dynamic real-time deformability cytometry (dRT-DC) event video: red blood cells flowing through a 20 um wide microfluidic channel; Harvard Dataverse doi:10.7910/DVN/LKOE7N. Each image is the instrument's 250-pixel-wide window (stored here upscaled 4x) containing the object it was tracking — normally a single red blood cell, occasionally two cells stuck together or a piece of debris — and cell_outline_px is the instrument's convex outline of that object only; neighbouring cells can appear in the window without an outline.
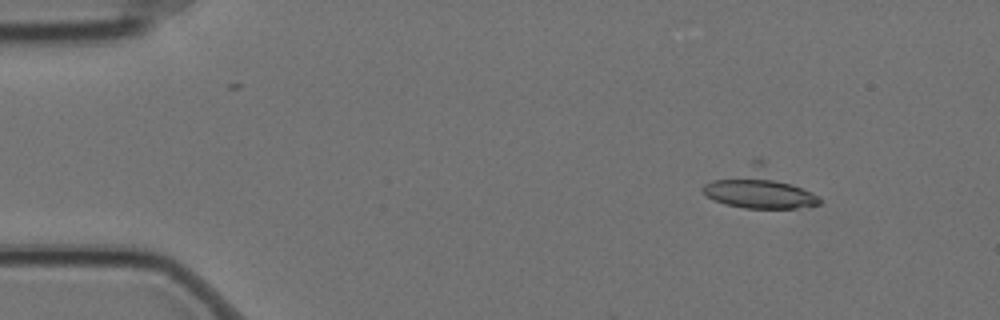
{"species": "Egyptian fruit bat (a non-hibernating species)", "species_latin": "Rousettus aegyptiacus", "temperature_condition": "cold", "stored_images_in_passage": 7, "camera_frame_rate_fps": 3000, "um_per_image_px": 0.085, "animal": {"sex": "female"}, "frame": {"image": 1, "passage_image": 3, "time_ms": 0.667, "image_size_px": [1000, 320], "cell_outline_px": [[820, 204], [796, 208], [744, 208], [724, 204], [708, 196], [700, 188], [704, 184], [760, 156], [820, 196]], "centroid_in_image_um": [64.6, 15.97], "position_along_channel_um": 20.4, "area_um2": 27.4}}
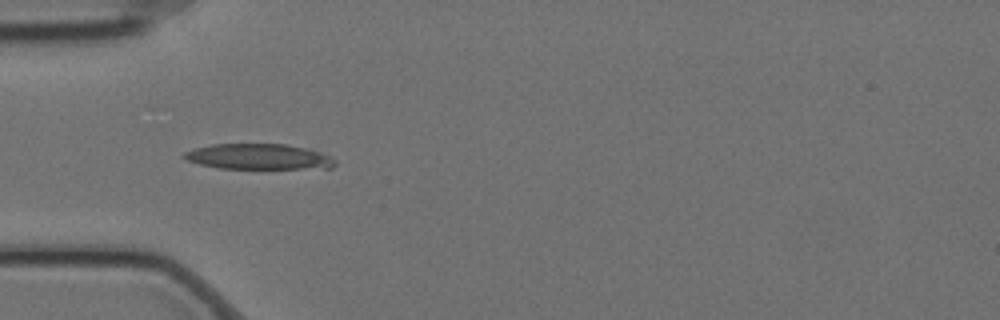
{"frame": {"image": 2, "passage_image": 6, "time_ms": 1.667, "image_size_px": [1000, 320], "cell_outline_px": [[336, 164], [332, 168], [220, 168], [200, 164], [188, 160], [180, 156], [184, 152], [192, 148], [212, 144], [284, 144], [304, 148], [328, 156], [336, 160]], "centroid_in_image_um": [21.91, 13.31], "position_along_channel_um": 63.1, "area_um2": 22.2}}